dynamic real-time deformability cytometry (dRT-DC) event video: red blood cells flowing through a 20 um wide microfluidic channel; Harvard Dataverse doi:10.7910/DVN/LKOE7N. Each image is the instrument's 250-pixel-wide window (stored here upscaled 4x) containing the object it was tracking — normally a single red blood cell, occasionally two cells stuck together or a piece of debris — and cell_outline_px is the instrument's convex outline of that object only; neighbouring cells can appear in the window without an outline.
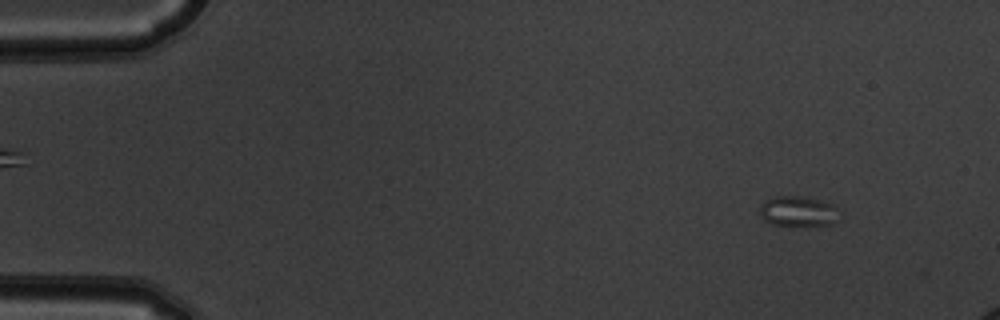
{"species": "common noctule bat (a hibernating species)", "species_latin": "Nyctalus noctula", "temperature_condition": "warm", "stored_images_in_passage": 52, "camera_frame_rate_fps": 3000, "um_per_image_px": 0.085, "animal": {"sex": "male", "body_mass_g": 19.5, "forearm_length_mm": 54.6}, "frame": {"image": 1, "passage_image": 4, "time_ms": 1.0, "image_size_px": [1000, 320], "cell_outline_px": [[844, 216], [840, 220], [832, 224], [772, 224], [764, 220], [760, 212], [760, 204], [764, 200], [776, 196], [796, 196], [816, 200], [832, 204]], "centroid_in_image_um": [67.88, 17.95], "position_along_channel_um": 17.1, "area_um2": 13.81}}